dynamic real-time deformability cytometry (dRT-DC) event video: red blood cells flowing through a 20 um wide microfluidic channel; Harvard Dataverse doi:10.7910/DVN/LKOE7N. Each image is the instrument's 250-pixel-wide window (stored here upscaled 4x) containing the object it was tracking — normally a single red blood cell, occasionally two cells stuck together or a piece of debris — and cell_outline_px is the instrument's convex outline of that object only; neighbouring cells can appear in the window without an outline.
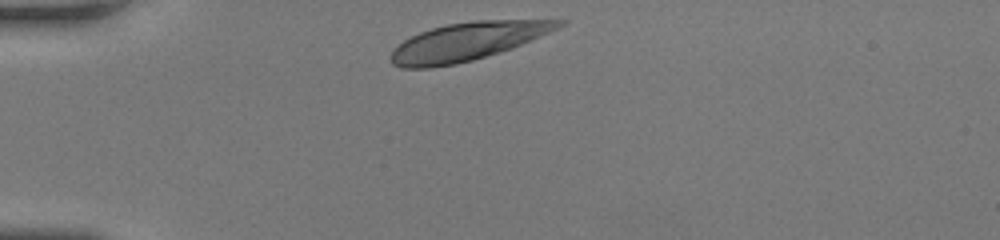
{"species": "human", "species_latin": "Homo sapiens", "temperature_condition": "room temperature", "stored_images_in_passage": 29, "camera_frame_rate_fps": 3000, "um_per_image_px": 0.085, "donor": {"sex": "female"}, "frame": {"image": 1, "passage_image": 1, "time_ms": 0.0, "image_size_px": [1000, 240], "cell_outline_px": [[568, 20], [564, 24], [548, 32], [512, 48], [472, 60], [456, 64], [432, 68], [400, 68], [392, 64], [392, 52], [404, 40], [420, 32], [432, 28], [448, 24], [476, 20]], "centroid_in_image_um": [39.7, 3.54], "position_along_channel_um": 45.3, "area_um2": 36.53}}
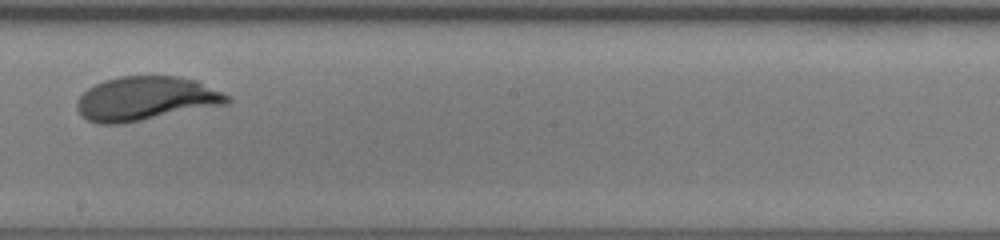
{"frame": {"image": 2, "passage_image": 17, "time_ms": 5.333, "image_size_px": [1000, 240], "cell_outline_px": [[232, 100], [228, 104], [120, 124], [100, 124], [88, 120], [76, 108], [76, 100], [88, 88], [104, 80], [120, 76], [176, 76], [196, 80], [232, 96]], "centroid_in_image_um": [12.42, 8.37], "position_along_channel_um": 235.8, "area_um2": 38.49}}
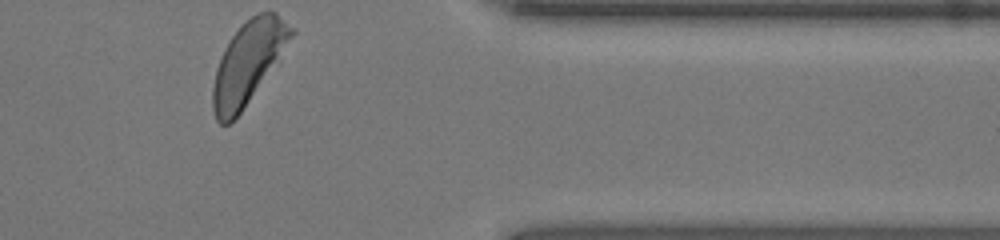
{"frame": {"image": 3, "passage_image": 29, "time_ms": 9.333, "image_size_px": [1000, 240], "cell_outline_px": [[296, 32], [240, 112], [228, 124], [220, 124], [216, 120], [212, 108], [212, 88], [216, 68], [224, 48], [232, 36], [256, 12], [276, 12], [296, 28]], "centroid_in_image_um": [21.08, 5.29], "position_along_channel_um": 390.3, "area_um2": 36.53}, "authors_computed_cell_mechanics": {"area_um2": 37.9746, "velocity_mm_per_s": 4.2136, "shape_relaxation_time_tau1_ms": 2.4479, "shape_relaxation_time_tau2_ms": null, "deformation_change_tau1": 0.1427, "deformation_change_tau2": null}}